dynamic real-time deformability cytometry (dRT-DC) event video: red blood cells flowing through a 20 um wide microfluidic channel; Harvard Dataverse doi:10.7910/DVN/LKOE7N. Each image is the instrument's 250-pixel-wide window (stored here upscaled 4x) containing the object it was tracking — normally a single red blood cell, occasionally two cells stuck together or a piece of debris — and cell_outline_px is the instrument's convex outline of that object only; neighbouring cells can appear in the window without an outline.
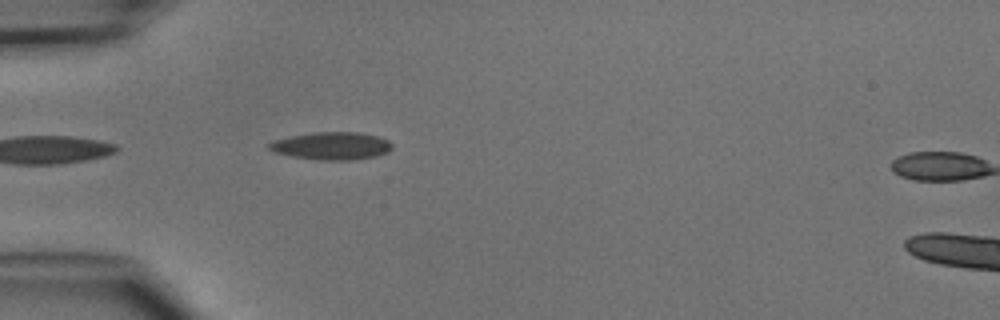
{"species": "common noctule bat (a hibernating species)", "species_latin": "Nyctalus noctula", "temperature_condition": "cold", "stored_images_in_passage": 3, "camera_frame_rate_fps": 3000, "um_per_image_px": 0.085, "animal": {"sex": "male", "body_mass_g": 15.6}, "frame": {"image": 1, "passage_image": 2, "time_ms": 0.333, "image_size_px": [1000, 320], "cell_outline_px": [[392, 148], [388, 152], [376, 156], [352, 160], [320, 160], [292, 156], [272, 152], [268, 148], [268, 144], [272, 140], [312, 132], [356, 132], [376, 136], [388, 140], [392, 144]], "centroid_in_image_um": [28.16, 12.4], "position_along_channel_um": 56.8, "area_um2": 19.83}}